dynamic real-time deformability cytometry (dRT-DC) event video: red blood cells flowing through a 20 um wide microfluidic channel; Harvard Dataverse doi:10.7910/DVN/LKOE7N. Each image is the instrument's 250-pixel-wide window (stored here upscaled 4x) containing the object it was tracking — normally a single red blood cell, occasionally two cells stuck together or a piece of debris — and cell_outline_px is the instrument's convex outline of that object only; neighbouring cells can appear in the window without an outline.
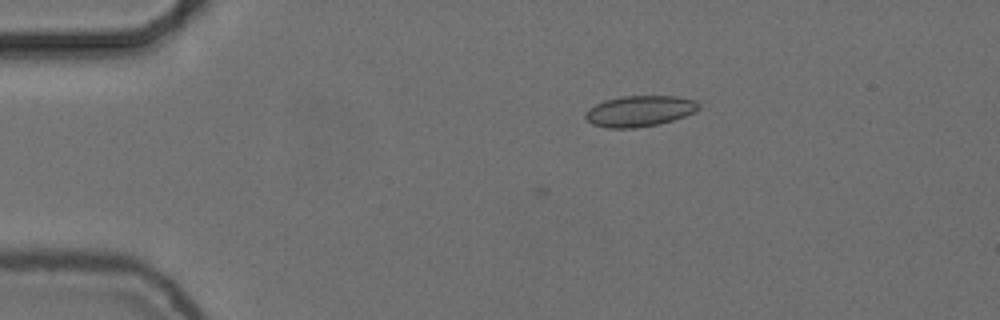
{"species": "common noctule bat (a hibernating species)", "species_latin": "Nyctalus noctula", "temperature_condition": "cold", "stored_images_in_passage": 5, "camera_frame_rate_fps": 3000, "um_per_image_px": 0.085, "animal": {"sex": "female", "body_mass_g": 24.6, "forearm_length_mm": 56.2}, "frame": {"image": 1, "passage_image": 1, "time_ms": 0.0, "image_size_px": [1000, 320], "cell_outline_px": [[700, 108], [696, 112], [660, 124], [636, 128], [608, 128], [592, 124], [584, 116], [584, 112], [588, 108], [604, 100], [620, 96], [676, 96], [696, 100], [700, 104]], "centroid_in_image_um": [54.37, 9.44], "position_along_channel_um": 30.6, "area_um2": 20.63}}